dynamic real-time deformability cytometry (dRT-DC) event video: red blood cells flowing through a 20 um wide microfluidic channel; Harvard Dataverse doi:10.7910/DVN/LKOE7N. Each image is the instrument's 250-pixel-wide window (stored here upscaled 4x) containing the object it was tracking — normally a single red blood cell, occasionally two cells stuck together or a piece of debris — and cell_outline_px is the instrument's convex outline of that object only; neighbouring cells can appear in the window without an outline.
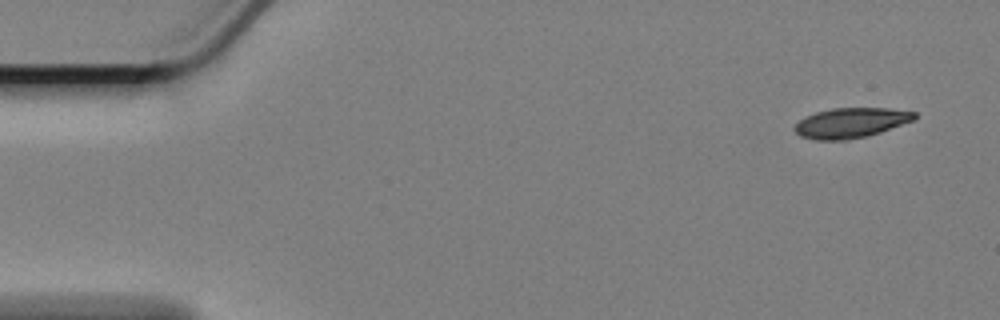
{"species": "Egyptian fruit bat (a non-hibernating species)", "species_latin": "Rousettus aegyptiacus", "temperature_condition": "cold", "stored_images_in_passage": 10, "camera_frame_rate_fps": 3000, "um_per_image_px": 0.085, "animal": {"sex": "female"}, "frame": {"image": 1, "passage_image": 1, "time_ms": 0.0, "image_size_px": [1000, 320], "cell_outline_px": [[916, 116], [912, 120], [880, 132], [864, 136], [844, 140], [816, 140], [800, 136], [792, 128], [800, 120], [816, 112], [832, 108], [888, 108], [916, 112]], "centroid_in_image_um": [72.29, 10.43], "position_along_channel_um": 12.7, "area_um2": 20.63}}